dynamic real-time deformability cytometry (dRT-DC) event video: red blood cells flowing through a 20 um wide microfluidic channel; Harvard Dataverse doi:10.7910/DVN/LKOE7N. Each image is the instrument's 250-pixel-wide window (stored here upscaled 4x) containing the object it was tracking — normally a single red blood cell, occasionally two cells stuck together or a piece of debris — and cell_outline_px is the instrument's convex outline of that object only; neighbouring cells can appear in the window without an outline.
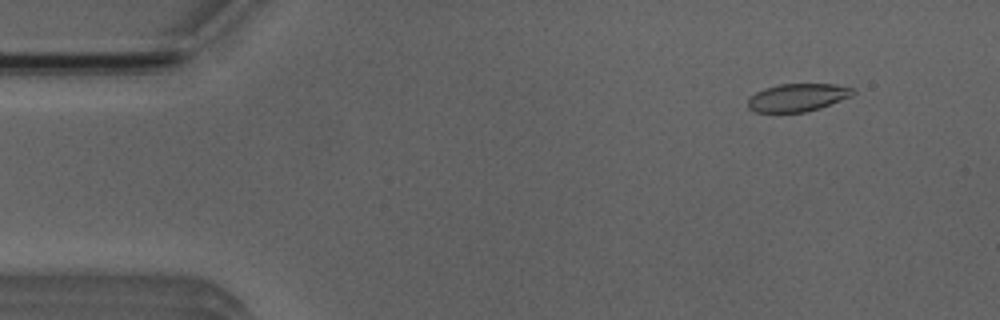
{"species": "Egyptian fruit bat (a non-hibernating species)", "species_latin": "Rousettus aegyptiacus", "temperature_condition": "room temperature", "stored_images_in_passage": 5, "camera_frame_rate_fps": 3000, "um_per_image_px": 0.085, "animal": {"sex": "male"}, "frame": {"image": 1, "passage_image": 2, "time_ms": 1.333, "image_size_px": [1000, 320], "cell_outline_px": [[856, 92], [852, 96], [820, 108], [804, 112], [756, 112], [748, 108], [748, 100], [756, 92], [764, 88], [780, 84], [832, 84], [856, 88]], "centroid_in_image_um": [67.83, 8.28], "position_along_channel_um": 17.2, "area_um2": 17.05}}